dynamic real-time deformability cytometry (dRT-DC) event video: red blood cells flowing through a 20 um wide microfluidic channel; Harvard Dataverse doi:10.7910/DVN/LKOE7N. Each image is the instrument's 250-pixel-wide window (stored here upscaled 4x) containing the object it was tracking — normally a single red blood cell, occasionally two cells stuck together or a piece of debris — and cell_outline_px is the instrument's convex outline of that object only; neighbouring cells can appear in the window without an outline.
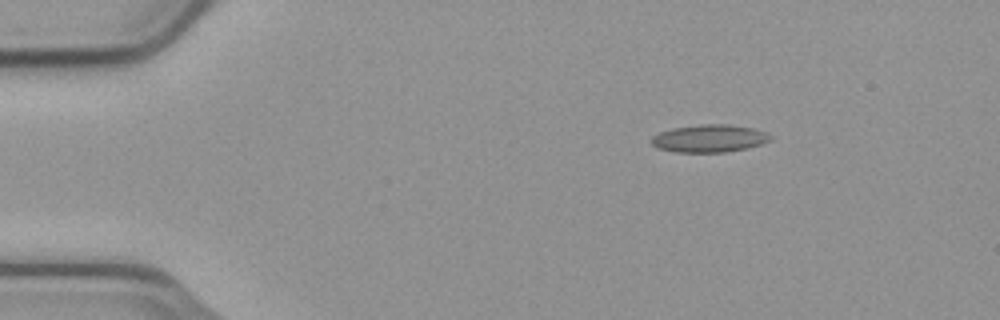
{"species": "common noctule bat (a hibernating species)", "species_latin": "Nyctalus noctula", "temperature_condition": "cold", "stored_images_in_passage": 48, "camera_frame_rate_fps": 3000, "um_per_image_px": 0.085, "animal": {"sex": "male", "body_mass_g": 23.1, "forearm_length_mm": 52.7}, "frame": {"image": 1, "passage_image": 1, "time_ms": 0.0, "image_size_px": [1000, 320], "cell_outline_px": [[772, 140], [748, 148], [724, 152], [676, 152], [660, 148], [652, 144], [652, 136], [660, 132], [672, 128], [700, 124], [728, 124], [752, 128], [764, 132], [772, 136]], "centroid_in_image_um": [60.31, 11.76], "position_along_channel_um": 24.7, "area_um2": 19.02}}
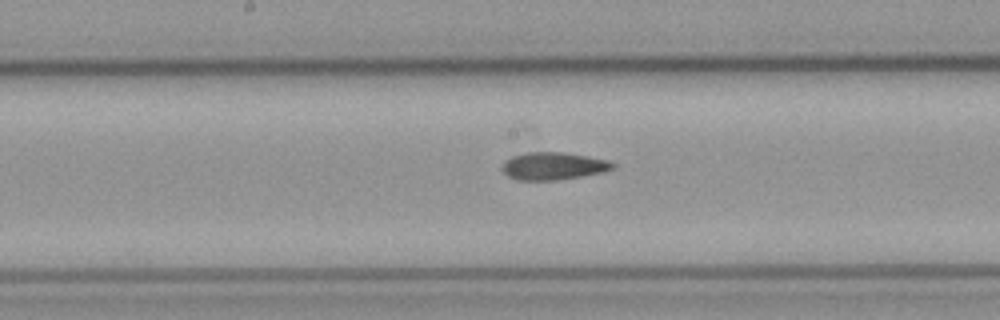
{"frame": {"image": 2, "passage_image": 21, "time_ms": 6.667, "image_size_px": [1000, 320], "cell_outline_px": [[616, 168], [604, 172], [556, 180], [516, 180], [508, 176], [500, 168], [504, 160], [512, 156], [528, 152], [564, 152], [588, 156], [608, 160], [616, 164]], "centroid_in_image_um": [47.03, 14.11], "position_along_channel_um": 201.2, "area_um2": 17.92}}
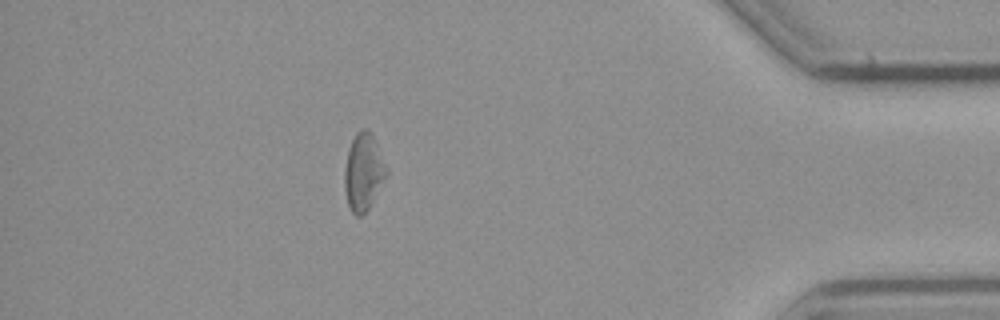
{"frame": {"image": 3, "passage_image": 41, "time_ms": 13.333, "image_size_px": [1000, 320], "cell_outline_px": [[388, 172], [368, 208], [360, 216], [356, 216], [352, 212], [348, 204], [344, 188], [344, 168], [348, 148], [356, 132], [360, 128], [368, 128], [372, 132], [388, 168]], "centroid_in_image_um": [30.88, 14.55], "position_along_channel_um": 404.3, "area_um2": 18.9}, "authors_computed_cell_mechanics": {"area_um2": 18.1781, "velocity_mm_per_s": 3.7515, "shape_relaxation_time_tau1_ms": null, "shape_relaxation_time_tau2_ms": 4.7498, "deformation_change_tau1": null, "deformation_change_tau2": 0.1292}}